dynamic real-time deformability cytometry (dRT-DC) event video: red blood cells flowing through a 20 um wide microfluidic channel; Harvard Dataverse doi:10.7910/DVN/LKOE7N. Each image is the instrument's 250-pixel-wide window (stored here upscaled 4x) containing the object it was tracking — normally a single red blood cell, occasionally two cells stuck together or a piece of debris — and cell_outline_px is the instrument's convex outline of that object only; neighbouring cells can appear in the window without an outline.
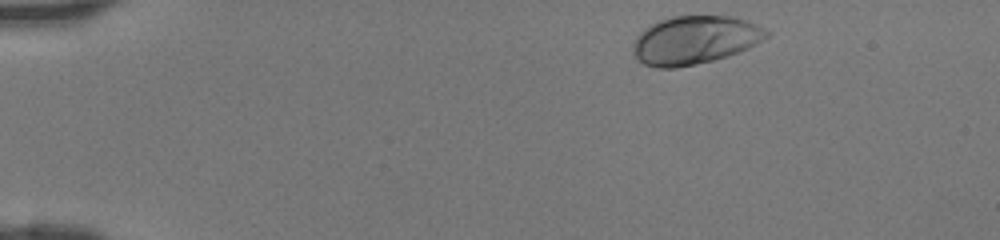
{"species": "human", "species_latin": "Homo sapiens", "temperature_condition": "room temperature", "stored_images_in_passage": 40, "camera_frame_rate_fps": 3000, "um_per_image_px": 0.085, "donor": {"sex": "female"}, "frame": {"image": 1, "passage_image": 1, "time_ms": 0.0, "image_size_px": [1000, 240], "cell_outline_px": [[772, 32], [768, 36], [756, 44], [748, 48], [728, 56], [696, 64], [676, 68], [656, 68], [644, 64], [632, 52], [632, 44], [636, 36], [644, 28], [660, 20], [672, 16], [728, 16], [744, 20], [764, 28]], "centroid_in_image_um": [59.03, 3.41], "position_along_channel_um": 26.0, "area_um2": 37.51}}
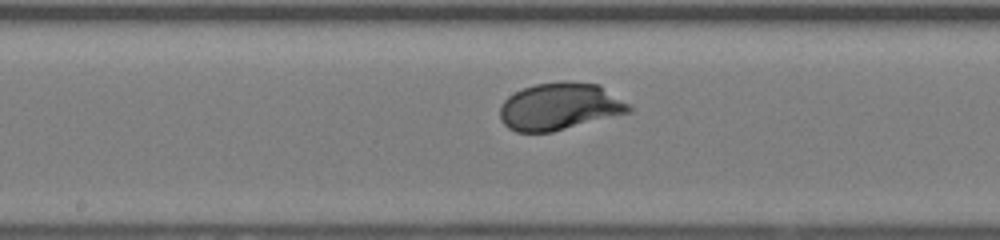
{"frame": {"image": 2, "passage_image": 19, "time_ms": 6.0, "image_size_px": [1000, 240], "cell_outline_px": [[632, 112], [552, 132], [516, 132], [508, 128], [500, 120], [500, 104], [508, 96], [524, 88], [536, 84], [560, 80], [568, 80], [600, 84], [628, 104], [632, 108]], "centroid_in_image_um": [47.57, 9.04], "position_along_channel_um": 200.6, "area_um2": 35.78}}
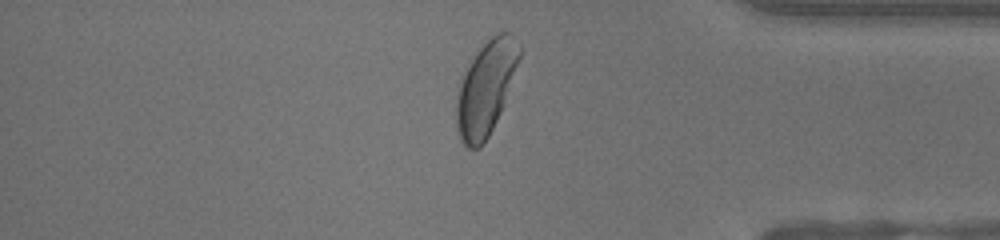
{"frame": {"image": 3, "passage_image": 33, "time_ms": 10.667, "image_size_px": [1000, 240], "cell_outline_px": [[524, 52], [504, 104], [488, 136], [480, 148], [468, 148], [460, 140], [456, 128], [456, 96], [460, 76], [464, 68], [476, 52], [496, 32], [512, 32], [520, 40]], "centroid_in_image_um": [41.33, 7.41], "position_along_channel_um": 393.9, "area_um2": 35.43}}